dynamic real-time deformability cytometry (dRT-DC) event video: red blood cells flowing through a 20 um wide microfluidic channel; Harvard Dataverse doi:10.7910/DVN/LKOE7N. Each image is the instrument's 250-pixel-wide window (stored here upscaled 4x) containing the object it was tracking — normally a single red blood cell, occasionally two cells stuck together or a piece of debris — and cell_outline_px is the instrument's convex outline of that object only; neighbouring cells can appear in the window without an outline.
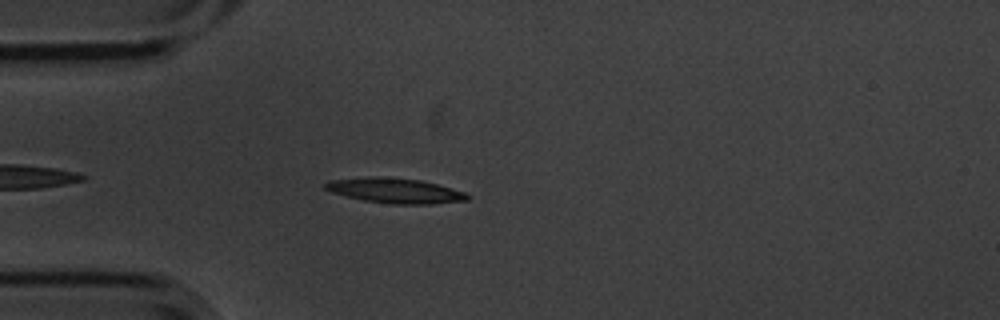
{"species": "common noctule bat (a hibernating species)", "species_latin": "Nyctalus noctula", "temperature_condition": "cold", "stored_images_in_passage": 5, "camera_frame_rate_fps": 3000, "um_per_image_px": 0.085, "animal": {"sex": "male", "body_mass_g": 20.1, "forearm_length_mm": 53.5}, "frame": {"image": 1, "passage_image": 5, "time_ms": 1.333, "image_size_px": [1000, 320], "cell_outline_px": [[472, 196], [468, 200], [432, 204], [392, 204], [364, 200], [332, 192], [324, 188], [324, 184], [328, 180], [368, 176], [376, 176], [420, 180], [436, 184], [464, 192]], "centroid_in_image_um": [33.57, 16.2], "position_along_channel_um": 51.4, "area_um2": 20.63}}